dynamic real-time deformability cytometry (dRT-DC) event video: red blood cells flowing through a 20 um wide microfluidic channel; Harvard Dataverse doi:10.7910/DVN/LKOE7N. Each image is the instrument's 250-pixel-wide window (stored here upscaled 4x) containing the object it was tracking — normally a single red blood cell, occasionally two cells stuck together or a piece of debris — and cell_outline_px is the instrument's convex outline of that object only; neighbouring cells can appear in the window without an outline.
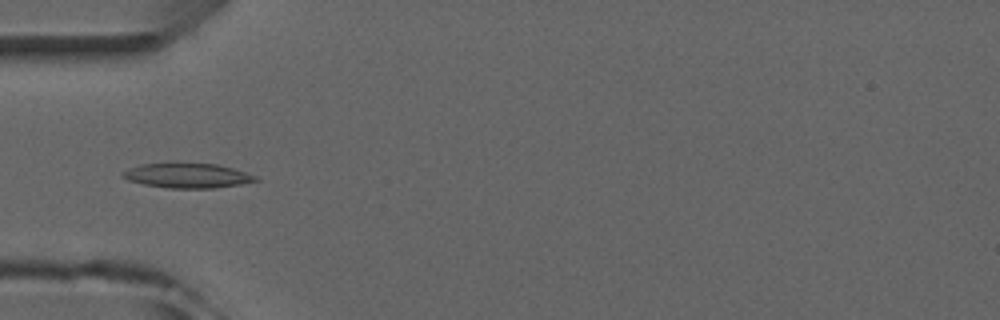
{"species": "common noctule bat (a hibernating species)", "species_latin": "Nyctalus noctula", "temperature_condition": "room temperature", "stored_images_in_passage": 5, "camera_frame_rate_fps": 3000, "um_per_image_px": 0.085, "animal": {"sex": "male", "forearm_length_mm": 52.5}, "frame": {"image": 1, "passage_image": 5, "time_ms": 4.333, "image_size_px": [1000, 320], "cell_outline_px": [[260, 180], [240, 184], [216, 188], [168, 188], [144, 184], [128, 180], [120, 176], [120, 172], [128, 168], [140, 164], [168, 160], [176, 160], [216, 164], [232, 168], [256, 176]], "centroid_in_image_um": [15.83, 14.87], "position_along_channel_um": 69.2, "area_um2": 20.11}}